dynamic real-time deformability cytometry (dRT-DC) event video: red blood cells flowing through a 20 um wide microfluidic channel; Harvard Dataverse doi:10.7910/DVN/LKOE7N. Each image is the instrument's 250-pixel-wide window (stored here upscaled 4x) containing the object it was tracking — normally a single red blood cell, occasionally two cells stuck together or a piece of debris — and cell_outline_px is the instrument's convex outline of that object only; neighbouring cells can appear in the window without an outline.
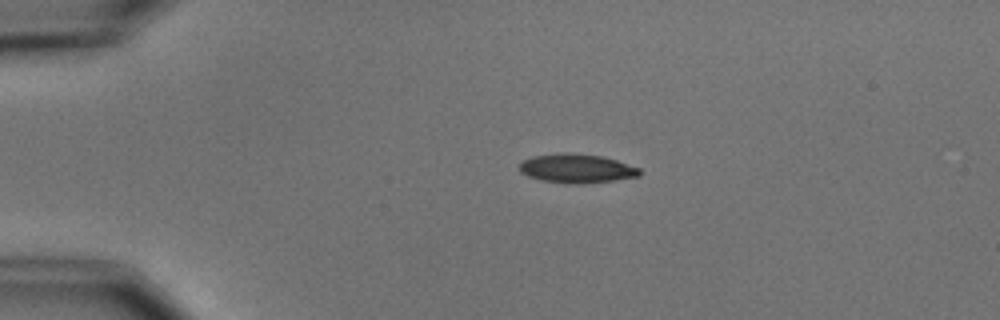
{"species": "common noctule bat (a hibernating species)", "species_latin": "Nyctalus noctula", "temperature_condition": "cold", "stored_images_in_passage": 5, "camera_frame_rate_fps": 3000, "um_per_image_px": 0.085, "animal": {"sex": "male", "body_mass_g": 15.6}, "frame": {"image": 1, "passage_image": 2, "time_ms": 2.333, "image_size_px": [1000, 320], "cell_outline_px": [[640, 176], [612, 180], [580, 184], [576, 184], [540, 180], [528, 176], [520, 172], [520, 164], [524, 160], [532, 156], [564, 152], [600, 156], [616, 160], [640, 168]], "centroid_in_image_um": [49.0, 14.31], "position_along_channel_um": 36.0, "area_um2": 20.06}}
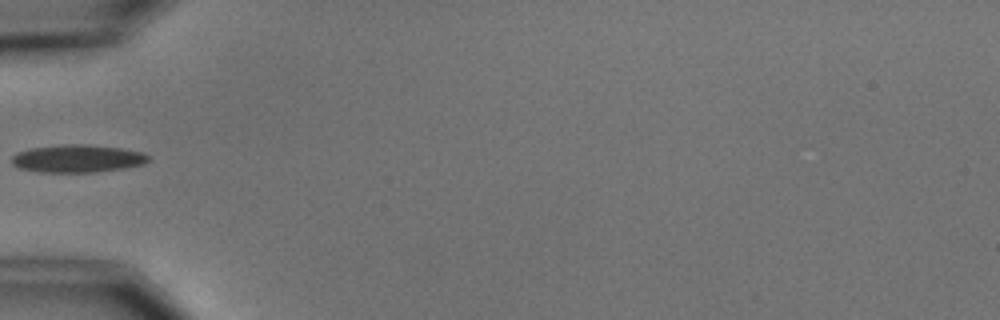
{"frame": {"image": 2, "passage_image": 4, "time_ms": 4.667, "image_size_px": [1000, 320], "cell_outline_px": [[148, 160], [144, 164], [124, 168], [96, 172], [40, 172], [20, 168], [12, 164], [12, 156], [16, 152], [32, 148], [64, 144], [88, 144], [120, 148], [144, 152], [148, 156]], "centroid_in_image_um": [6.59, 13.47], "position_along_channel_um": 78.4, "area_um2": 22.08}}